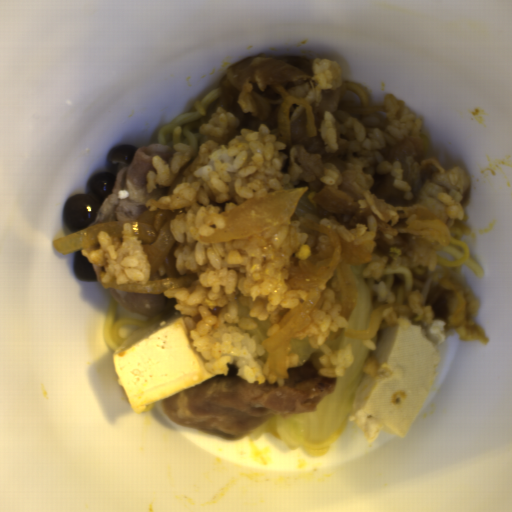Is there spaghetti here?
Instances as JSON below:
<instances>
[{
  "label": "spaghetti",
  "mask_w": 512,
  "mask_h": 512,
  "mask_svg": "<svg viewBox=\"0 0 512 512\" xmlns=\"http://www.w3.org/2000/svg\"><path fill=\"white\" fill-rule=\"evenodd\" d=\"M220 89L221 86H218L201 100H196L188 112L163 126L158 131L155 145H168L171 148L176 144L201 145L205 140L202 125L209 121L218 106L222 108Z\"/></svg>",
  "instance_id": "c7327b10"
},
{
  "label": "spaghetti",
  "mask_w": 512,
  "mask_h": 512,
  "mask_svg": "<svg viewBox=\"0 0 512 512\" xmlns=\"http://www.w3.org/2000/svg\"><path fill=\"white\" fill-rule=\"evenodd\" d=\"M118 311V301L114 296H112L108 304L107 318L104 326V339L106 344L115 352L127 339L120 335V328L122 326L132 325L140 329L150 324H154L136 317L118 319Z\"/></svg>",
  "instance_id": "4aaf3555"
},
{
  "label": "spaghetti",
  "mask_w": 512,
  "mask_h": 512,
  "mask_svg": "<svg viewBox=\"0 0 512 512\" xmlns=\"http://www.w3.org/2000/svg\"><path fill=\"white\" fill-rule=\"evenodd\" d=\"M347 420L348 417L343 421L338 429L328 437L316 442L302 443L307 454L312 457L324 456L330 445L345 431Z\"/></svg>",
  "instance_id": "6237eff4"
},
{
  "label": "spaghetti",
  "mask_w": 512,
  "mask_h": 512,
  "mask_svg": "<svg viewBox=\"0 0 512 512\" xmlns=\"http://www.w3.org/2000/svg\"><path fill=\"white\" fill-rule=\"evenodd\" d=\"M468 220V216L463 215L462 219L451 221L448 227L451 232L450 239L446 245L439 244L436 253V270L445 275L454 276L456 279L460 275L463 265L471 267L478 277L484 275L481 265L471 257L469 246L461 239L473 231L466 223Z\"/></svg>",
  "instance_id": "8bdb9b5d"
},
{
  "label": "spaghetti",
  "mask_w": 512,
  "mask_h": 512,
  "mask_svg": "<svg viewBox=\"0 0 512 512\" xmlns=\"http://www.w3.org/2000/svg\"><path fill=\"white\" fill-rule=\"evenodd\" d=\"M343 89L351 91L357 95L360 100L357 106L358 112L362 115L370 114H386L385 106H374L371 104L367 90L352 83L341 81L340 85Z\"/></svg>",
  "instance_id": "1bdccc4e"
}]
</instances>
